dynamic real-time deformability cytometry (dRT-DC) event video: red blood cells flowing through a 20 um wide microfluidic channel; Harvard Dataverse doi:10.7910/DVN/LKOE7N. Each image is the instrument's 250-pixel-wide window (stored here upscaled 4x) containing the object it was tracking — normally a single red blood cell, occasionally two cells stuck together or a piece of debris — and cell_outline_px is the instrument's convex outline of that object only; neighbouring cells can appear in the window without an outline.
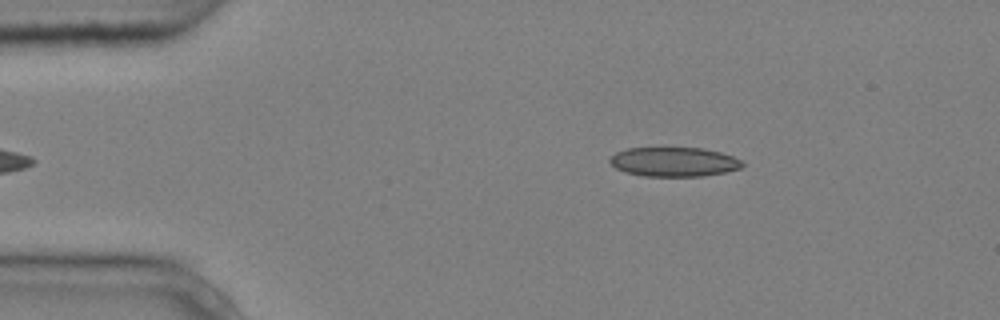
{"species": "common noctule bat (a hibernating species)", "species_latin": "Nyctalus noctula", "temperature_condition": "cold", "stored_images_in_passage": 4, "camera_frame_rate_fps": 3000, "um_per_image_px": 0.085, "animal": {"sex": "male", "body_mass_g": 20.4}, "frame": {"image": 1, "passage_image": 4, "time_ms": 1.0, "image_size_px": [1000, 320], "cell_outline_px": [[744, 164], [740, 168], [724, 172], [704, 176], [644, 176], [624, 172], [616, 168], [608, 160], [616, 152], [628, 148], [704, 148], [720, 152], [732, 156], [740, 160]], "centroid_in_image_um": [57.27, 13.76], "position_along_channel_um": 27.7, "area_um2": 22.54}}